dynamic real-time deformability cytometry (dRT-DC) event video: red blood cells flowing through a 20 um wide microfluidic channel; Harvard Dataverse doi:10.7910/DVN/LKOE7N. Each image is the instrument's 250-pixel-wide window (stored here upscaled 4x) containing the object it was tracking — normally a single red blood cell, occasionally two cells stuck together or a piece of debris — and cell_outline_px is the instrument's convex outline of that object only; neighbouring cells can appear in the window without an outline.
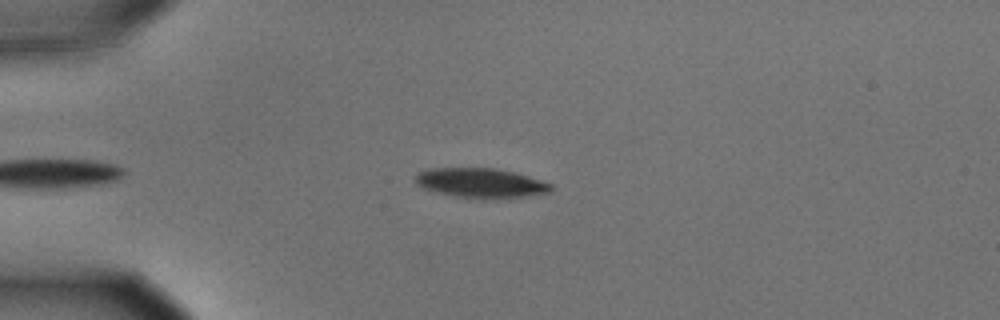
{"species": "common noctule bat (a hibernating species)", "species_latin": "Nyctalus noctula", "temperature_condition": "cold", "stored_images_in_passage": 44, "camera_frame_rate_fps": 3000, "um_per_image_px": 0.085, "animal": {"sex": "male", "body_mass_g": 15.6}, "frame": {"image": 1, "passage_image": 8, "time_ms": 2.333, "image_size_px": [1000, 320], "cell_outline_px": [[552, 188], [548, 192], [524, 196], [456, 196], [436, 192], [424, 188], [416, 184], [412, 180], [412, 176], [416, 172], [428, 168], [496, 168], [528, 176], [552, 184]], "centroid_in_image_um": [40.73, 15.5], "position_along_channel_um": 44.3, "area_um2": 22.66}}
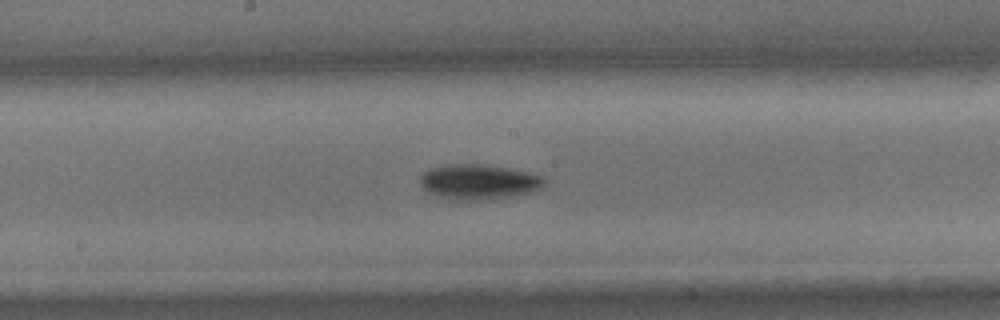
{"frame": {"image": 2, "passage_image": 24, "time_ms": 7.667, "image_size_px": [1000, 320], "cell_outline_px": [[544, 184], [540, 188], [532, 192], [512, 196], [488, 200], [444, 200], [428, 192], [420, 184], [420, 176], [424, 172], [432, 168], [448, 164], [484, 164], [532, 172], [544, 176]], "centroid_in_image_um": [40.69, 15.47], "position_along_channel_um": 207.5, "area_um2": 25.78}}
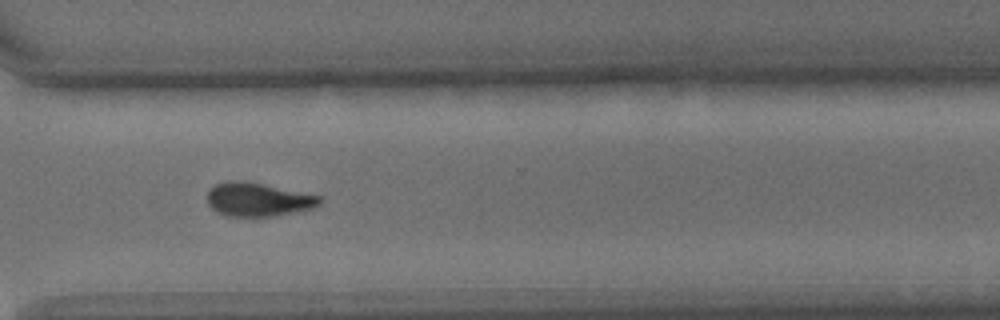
{"frame": {"image": 3, "passage_image": 36, "time_ms": 11.667, "image_size_px": [1000, 320], "cell_outline_px": [[320, 204], [312, 208], [296, 212], [272, 216], [228, 216], [216, 212], [208, 204], [208, 188], [216, 184], [228, 180], [244, 180], [320, 196]], "centroid_in_image_um": [21.88, 16.95], "position_along_channel_um": 348.7, "area_um2": 21.96}, "authors_computed_cell_mechanics": {"area_um2": 24.0737, "velocity_mm_per_s": 3.5446, "shape_relaxation_time_tau1_ms": 2.6401, "shape_relaxation_time_tau2_ms": null, "deformation_change_tau1": 0.1166, "deformation_change_tau2": null}}